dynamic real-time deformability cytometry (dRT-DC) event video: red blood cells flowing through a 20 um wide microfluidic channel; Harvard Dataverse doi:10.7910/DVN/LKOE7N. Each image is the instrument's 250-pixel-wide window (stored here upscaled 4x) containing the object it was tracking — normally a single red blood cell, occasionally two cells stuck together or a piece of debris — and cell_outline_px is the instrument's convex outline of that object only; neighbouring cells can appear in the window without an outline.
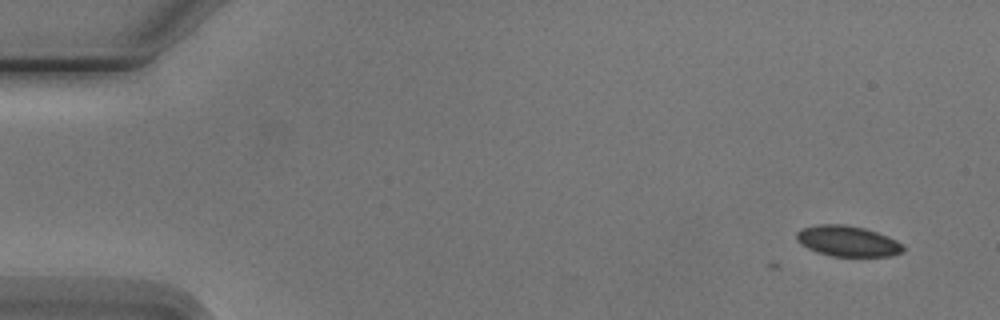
{"species": "Egyptian fruit bat (a non-hibernating species)", "species_latin": "Rousettus aegyptiacus", "temperature_condition": "cold", "stored_images_in_passage": 5, "camera_frame_rate_fps": 3000, "um_per_image_px": 0.085, "animal": {"sex": "male"}, "frame": {"image": 1, "passage_image": 1, "time_ms": 0.0, "image_size_px": [1000, 320], "cell_outline_px": [[904, 252], [888, 256], [832, 256], [816, 252], [800, 244], [796, 240], [796, 232], [800, 228], [820, 224], [844, 224], [864, 228], [888, 236], [904, 244]], "centroid_in_image_um": [72.03, 20.49], "position_along_channel_um": 13.0, "area_um2": 19.19}}
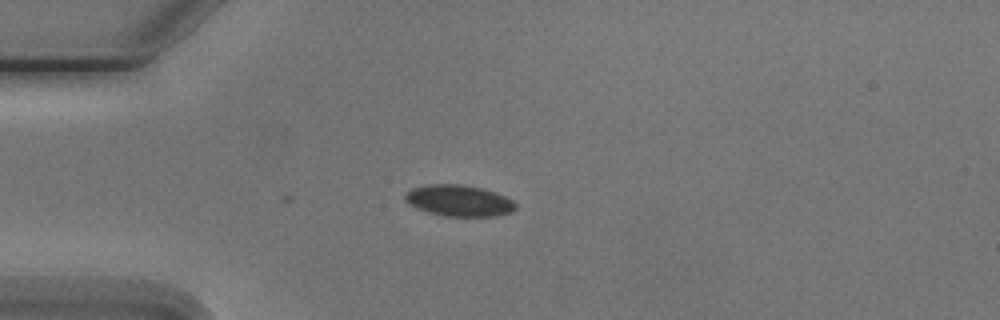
{"frame": {"image": 2, "passage_image": 4, "time_ms": 3.667, "image_size_px": [1000, 320], "cell_outline_px": [[516, 208], [512, 212], [496, 216], [444, 216], [428, 212], [416, 208], [408, 204], [404, 200], [404, 196], [412, 188], [428, 184], [460, 184], [480, 188], [504, 196], [512, 200], [516, 204]], "centroid_in_image_um": [38.98, 17.06], "position_along_channel_um": 46.0, "area_um2": 20.06}}